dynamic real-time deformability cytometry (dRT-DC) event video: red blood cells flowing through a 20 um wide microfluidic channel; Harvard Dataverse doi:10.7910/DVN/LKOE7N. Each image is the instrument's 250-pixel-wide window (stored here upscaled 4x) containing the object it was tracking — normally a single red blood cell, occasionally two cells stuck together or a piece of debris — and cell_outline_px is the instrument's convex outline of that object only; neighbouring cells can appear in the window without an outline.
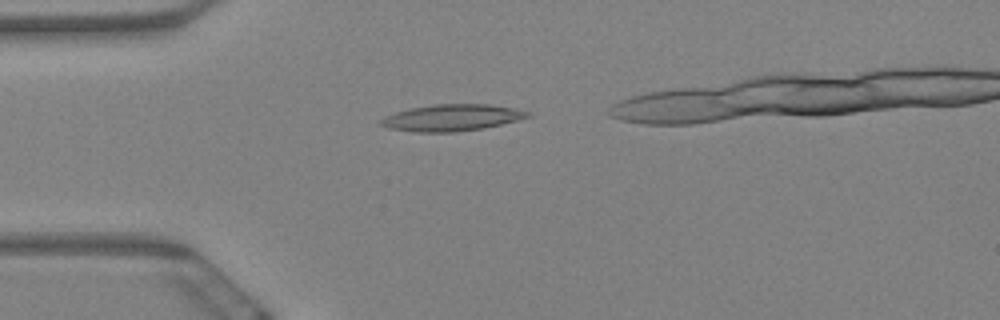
{"species": "Egyptian fruit bat (a non-hibernating species)", "species_latin": "Rousettus aegyptiacus", "temperature_condition": "warm", "stored_images_in_passage": 6, "segment_of_instrument_passage": [1, 2], "camera_frame_rate_fps": 3000, "um_per_image_px": 0.085, "animal": {"sex": "female"}, "frame": {"image": 1, "passage_image": 2, "time_ms": 0.333, "image_size_px": [1000, 320], "cell_outline_px": [[532, 116], [484, 128], [452, 132], [416, 132], [388, 128], [380, 124], [380, 120], [384, 116], [396, 112], [412, 108], [432, 104], [488, 104], [512, 108], [532, 112]], "centroid_in_image_um": [38.4, 10.0], "position_along_channel_um": 46.6, "area_um2": 22.6}}
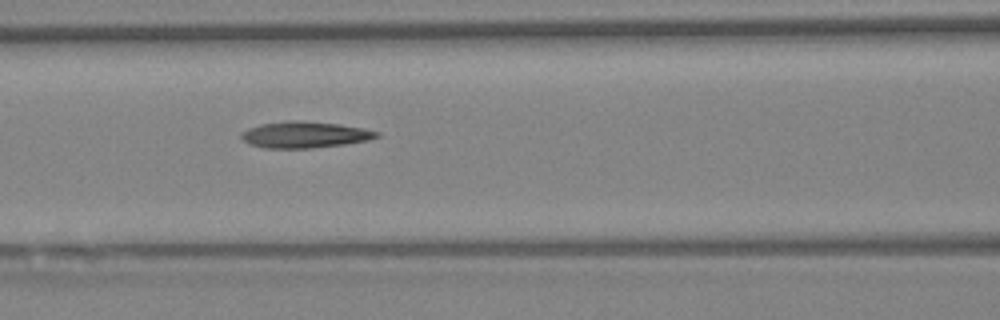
{"frame": {"image": 2, "passage_image": 5, "time_ms": 1.333, "image_size_px": [1000, 320], "cell_outline_px": [[380, 136], [368, 140], [344, 144], [312, 148], [264, 148], [248, 144], [240, 136], [240, 132], [248, 128], [260, 124], [288, 120], [304, 120], [340, 124], [364, 128], [380, 132]], "centroid_in_image_um": [25.89, 11.44], "position_along_channel_um": 140.7, "area_um2": 21.04}}